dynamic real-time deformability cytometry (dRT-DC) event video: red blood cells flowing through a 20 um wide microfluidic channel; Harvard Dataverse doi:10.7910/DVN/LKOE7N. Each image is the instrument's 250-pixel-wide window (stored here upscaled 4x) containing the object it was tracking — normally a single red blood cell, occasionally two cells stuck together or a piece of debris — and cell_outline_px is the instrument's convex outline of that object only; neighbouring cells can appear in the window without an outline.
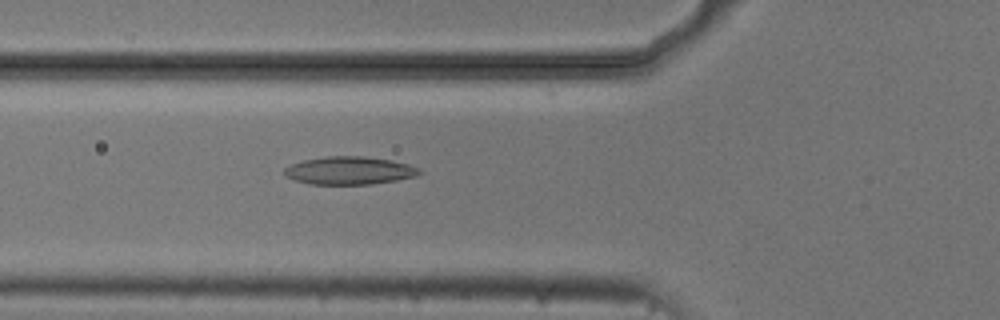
{"species": "common noctule bat (a hibernating species)", "species_latin": "Nyctalus noctula", "temperature_condition": "cold", "stored_images_in_passage": 3, "camera_frame_rate_fps": 3000, "um_per_image_px": 0.085, "animal": {"sex": "male", "body_mass_g": 20.5, "forearm_length_mm": 52.5}, "frame": {"image": 1, "passage_image": 3, "time_ms": 0.667, "image_size_px": [1000, 320], "cell_outline_px": [[420, 172], [416, 176], [396, 180], [372, 184], [308, 184], [284, 176], [284, 168], [292, 164], [304, 160], [324, 156], [364, 156], [388, 160], [408, 164], [420, 168]], "centroid_in_image_um": [29.67, 14.5], "position_along_channel_um": 96.1, "area_um2": 21.85}}